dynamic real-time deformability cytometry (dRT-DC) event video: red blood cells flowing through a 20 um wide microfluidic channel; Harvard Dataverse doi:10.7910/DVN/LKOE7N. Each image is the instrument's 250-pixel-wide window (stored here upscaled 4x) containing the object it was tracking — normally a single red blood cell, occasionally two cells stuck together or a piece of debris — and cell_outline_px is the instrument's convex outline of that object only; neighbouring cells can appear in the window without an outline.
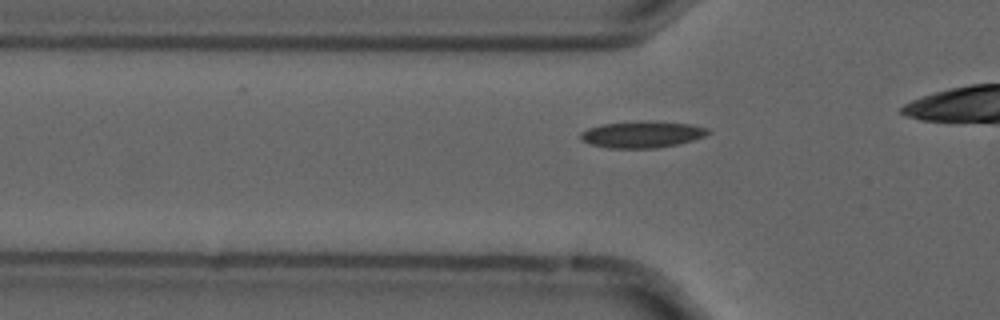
{"species": "common noctule bat (a hibernating species)", "species_latin": "Nyctalus noctula", "temperature_condition": "cold", "stored_images_in_passage": 31, "camera_frame_rate_fps": 3000, "um_per_image_px": 0.085, "animal": {"sex": "male", "forearm_length_mm": 52.5}, "frame": {"image": 1, "passage_image": 4, "time_ms": 1.0, "image_size_px": [1000, 320], "cell_outline_px": [[712, 132], [704, 136], [680, 144], [656, 148], [608, 148], [588, 144], [580, 140], [580, 132], [588, 128], [604, 124], [640, 120], [648, 120], [692, 124], [708, 128]], "centroid_in_image_um": [54.58, 11.42], "position_along_channel_um": 71.2, "area_um2": 20.11}}
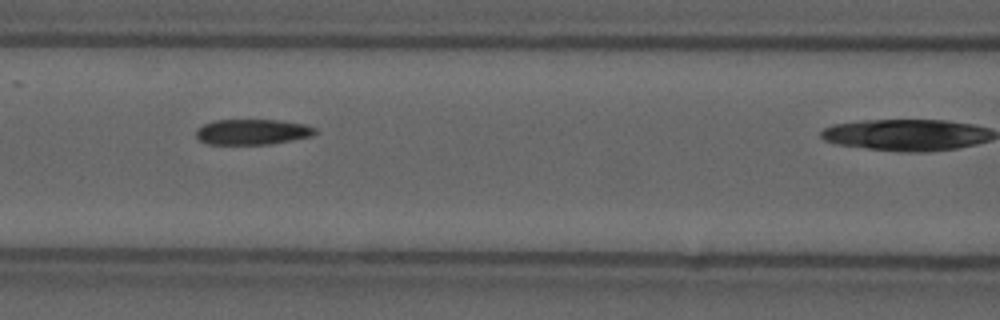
{"frame": {"image": 2, "passage_image": 10, "time_ms": 3.0, "image_size_px": [1000, 320], "cell_outline_px": [[316, 132], [312, 136], [272, 144], [204, 144], [196, 136], [196, 128], [204, 124], [216, 120], [280, 120], [304, 124], [316, 128]], "centroid_in_image_um": [21.44, 11.21], "position_along_channel_um": 145.2, "area_um2": 17.74}}
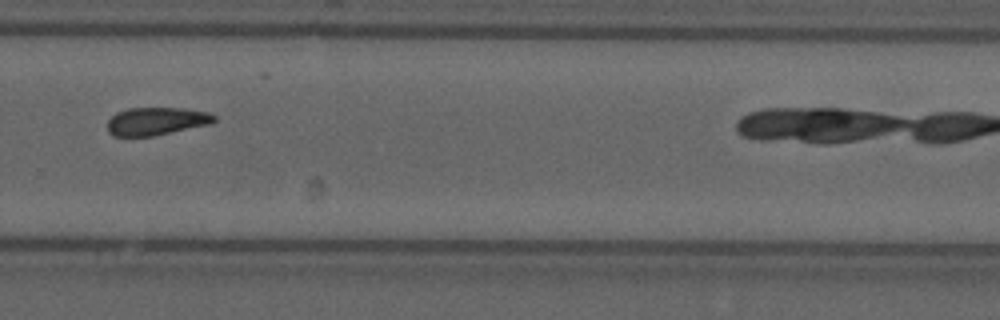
{"frame": {"image": 3, "passage_image": 24, "time_ms": 7.667, "image_size_px": [1000, 320], "cell_outline_px": [[216, 120], [212, 124], [152, 136], [112, 136], [108, 132], [108, 120], [116, 112], [128, 108], [180, 108], [204, 112], [216, 116]], "centroid_in_image_um": [13.27, 10.31], "position_along_channel_um": 316.5, "area_um2": 17.28}}